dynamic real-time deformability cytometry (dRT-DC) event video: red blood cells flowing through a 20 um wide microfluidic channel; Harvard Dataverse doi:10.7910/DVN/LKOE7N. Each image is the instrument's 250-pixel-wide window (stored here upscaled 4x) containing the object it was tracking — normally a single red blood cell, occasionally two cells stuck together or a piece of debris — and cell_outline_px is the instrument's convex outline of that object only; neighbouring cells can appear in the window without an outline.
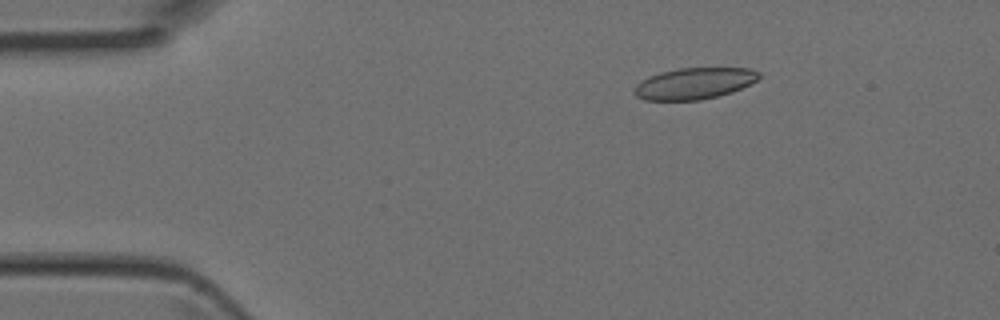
{"species": "Egyptian fruit bat (a non-hibernating species)", "species_latin": "Rousettus aegyptiacus", "temperature_condition": "room temperature", "stored_images_in_passage": 6, "camera_frame_rate_fps": 3000, "um_per_image_px": 0.085, "animal": {"sex": "female"}, "frame": {"image": 1, "passage_image": 2, "time_ms": 0.333, "image_size_px": [1000, 320], "cell_outline_px": [[760, 76], [756, 80], [732, 92], [700, 100], [644, 100], [636, 96], [632, 92], [632, 88], [636, 84], [648, 76], [660, 72], [680, 68], [752, 68], [760, 72]], "centroid_in_image_um": [58.96, 7.09], "position_along_channel_um": 26.0, "area_um2": 22.83}}
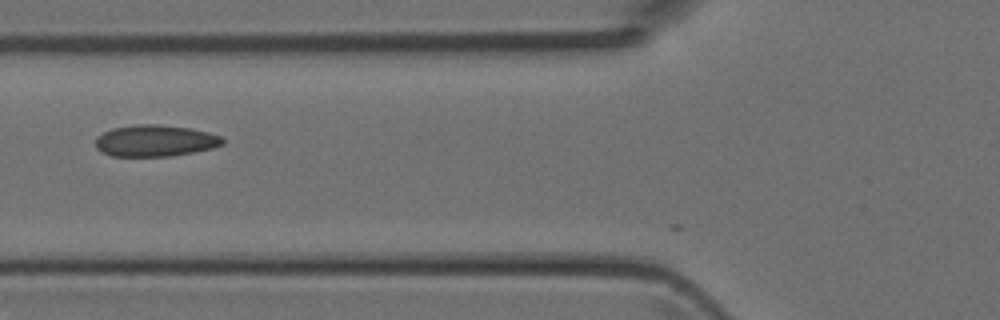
{"frame": {"image": 2, "passage_image": 5, "time_ms": 1.333, "image_size_px": [1000, 320], "cell_outline_px": [[224, 144], [212, 148], [172, 156], [112, 156], [96, 148], [96, 136], [112, 128], [136, 124], [156, 124], [192, 128], [208, 132], [220, 136], [224, 140]], "centroid_in_image_um": [13.19, 11.95], "position_along_channel_um": 112.6, "area_um2": 23.35}}
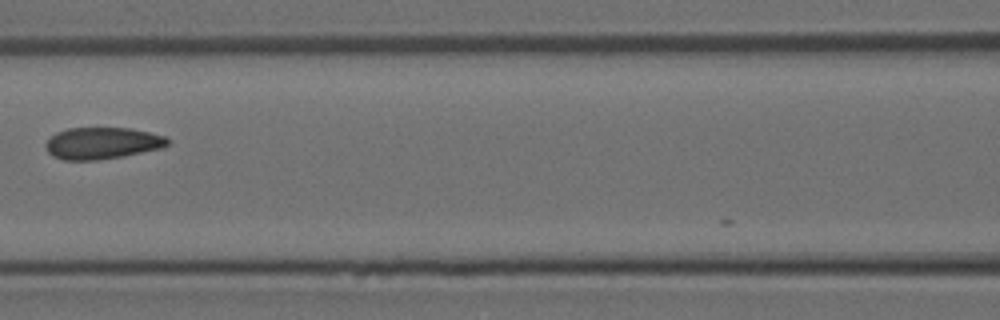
{"frame": {"image": 3, "passage_image": 6, "time_ms": 1.667, "image_size_px": [1000, 320], "cell_outline_px": [[168, 144], [160, 148], [124, 156], [96, 160], [64, 160], [52, 156], [48, 152], [44, 144], [56, 132], [68, 128], [128, 128], [148, 132], [164, 136], [168, 140]], "centroid_in_image_um": [8.64, 12.17], "position_along_channel_um": 158.0, "area_um2": 22.37}}